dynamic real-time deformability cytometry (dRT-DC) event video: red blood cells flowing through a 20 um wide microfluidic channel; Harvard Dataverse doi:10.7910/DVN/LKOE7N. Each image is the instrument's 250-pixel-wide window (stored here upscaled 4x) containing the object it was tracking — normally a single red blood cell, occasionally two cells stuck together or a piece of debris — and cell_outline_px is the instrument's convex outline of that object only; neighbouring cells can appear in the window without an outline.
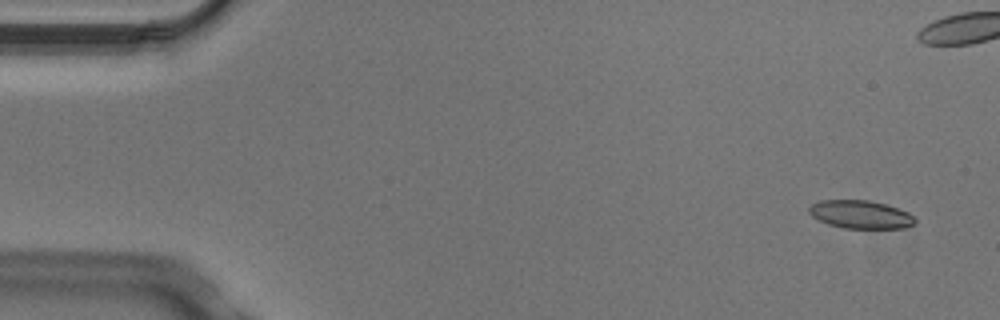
{"species": "Egyptian fruit bat (a non-hibernating species)", "species_latin": "Rousettus aegyptiacus", "temperature_condition": "cold", "stored_images_in_passage": 6, "camera_frame_rate_fps": 3000, "um_per_image_px": 0.085, "animal": {"sex": "male"}, "frame": {"image": 1, "passage_image": 1, "time_ms": 0.0, "image_size_px": [1000, 320], "cell_outline_px": [[916, 224], [904, 228], [844, 228], [828, 224], [812, 216], [808, 212], [808, 208], [812, 204], [820, 200], [868, 200], [884, 204], [908, 212], [916, 220]], "centroid_in_image_um": [73.14, 18.23], "position_along_channel_um": 11.9, "area_um2": 17.28}}